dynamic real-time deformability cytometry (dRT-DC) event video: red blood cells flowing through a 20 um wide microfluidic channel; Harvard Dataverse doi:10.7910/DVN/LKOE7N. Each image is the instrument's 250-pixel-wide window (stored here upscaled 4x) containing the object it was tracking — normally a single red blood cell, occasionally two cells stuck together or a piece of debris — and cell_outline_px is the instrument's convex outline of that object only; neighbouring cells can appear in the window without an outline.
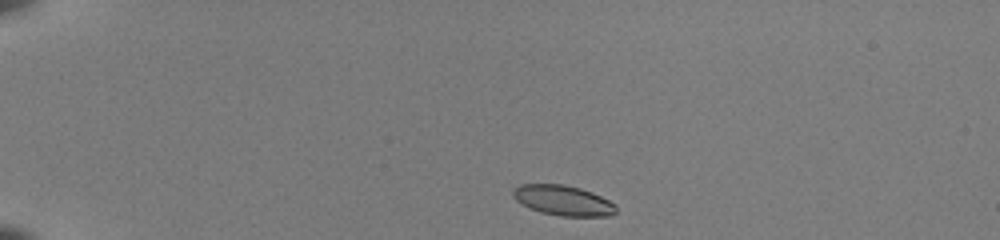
{"species": "common noctule bat (a hibernating species)", "species_latin": "Nyctalus noctula", "temperature_condition": "room temperature", "stored_images_in_passage": 41, "camera_frame_rate_fps": 3000, "um_per_image_px": 0.085, "animal": {"sex": "female", "body_mass_g": 22.0, "forearm_length_mm": 56.7}, "frame": {"image": 1, "passage_image": 1, "time_ms": 0.0, "image_size_px": [1000, 240], "cell_outline_px": [[616, 212], [612, 216], [560, 216], [540, 212], [528, 208], [516, 200], [512, 196], [512, 188], [520, 184], [564, 184], [580, 188], [592, 192], [616, 204]], "centroid_in_image_um": [47.84, 17.03], "position_along_channel_um": 37.2, "area_um2": 18.32}}
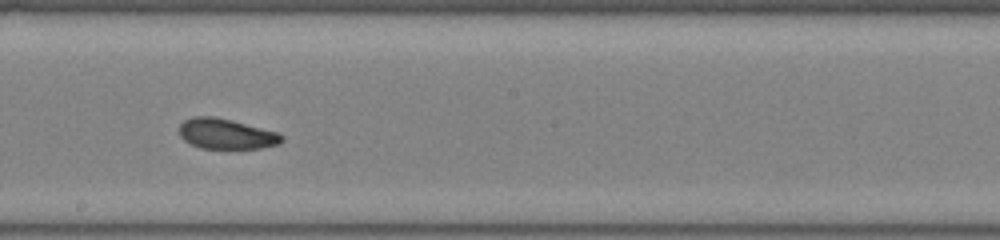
{"frame": {"image": 2, "passage_image": 21, "time_ms": 6.667, "image_size_px": [1000, 240], "cell_outline_px": [[284, 140], [280, 144], [260, 148], [200, 148], [184, 140], [180, 136], [180, 124], [184, 120], [192, 116], [212, 116], [232, 120], [280, 132], [284, 136]], "centroid_in_image_um": [19.27, 11.37], "position_along_channel_um": 228.9, "area_um2": 18.26}}
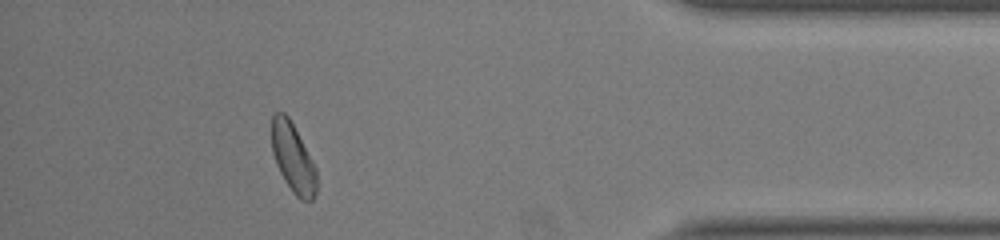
{"frame": {"image": 3, "passage_image": 37, "time_ms": 12.0, "image_size_px": [1000, 240], "cell_outline_px": [[316, 192], [312, 200], [300, 200], [292, 192], [284, 180], [276, 164], [272, 152], [272, 116], [276, 112], [284, 112], [288, 116], [312, 160], [316, 168]], "centroid_in_image_um": [24.89, 13.44], "position_along_channel_um": 410.3, "area_um2": 17.86}, "authors_computed_cell_mechanics": {"area_um2": 18.4382, "velocity_mm_per_s": 3.9881, "shape_relaxation_time_tau1_ms": 6.2177, "shape_relaxation_time_tau2_ms": 2.2913, "deformation_change_tau1": 0.1253, "deformation_change_tau2": 0.0726}}